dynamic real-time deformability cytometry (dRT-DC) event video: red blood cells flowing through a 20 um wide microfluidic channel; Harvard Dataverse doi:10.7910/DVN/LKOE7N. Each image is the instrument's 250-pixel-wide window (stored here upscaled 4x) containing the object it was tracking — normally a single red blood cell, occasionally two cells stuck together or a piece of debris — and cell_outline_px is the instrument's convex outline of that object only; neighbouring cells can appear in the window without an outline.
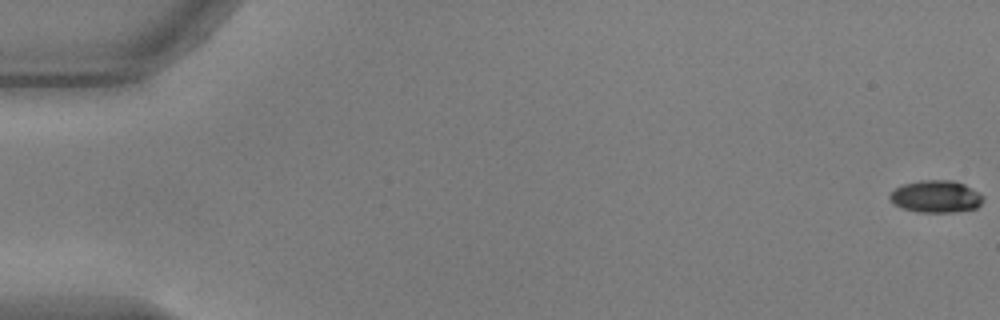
{"species": "common noctule bat (a hibernating species)", "species_latin": "Nyctalus noctula", "temperature_condition": "warm", "stored_images_in_passage": 56, "camera_frame_rate_fps": 3000, "um_per_image_px": 0.085, "animal": {"sex": "male", "body_mass_g": 17.9, "forearm_length_mm": 54.2}, "frame": {"image": 1, "passage_image": 1, "time_ms": 0.0, "image_size_px": [1000, 320], "cell_outline_px": [[984, 200], [976, 208], [956, 212], [920, 212], [900, 208], [892, 204], [888, 196], [896, 188], [904, 184], [920, 180], [952, 180], [964, 184], [984, 196]], "centroid_in_image_um": [79.54, 16.71], "position_along_channel_um": 5.5, "area_um2": 17.57}}
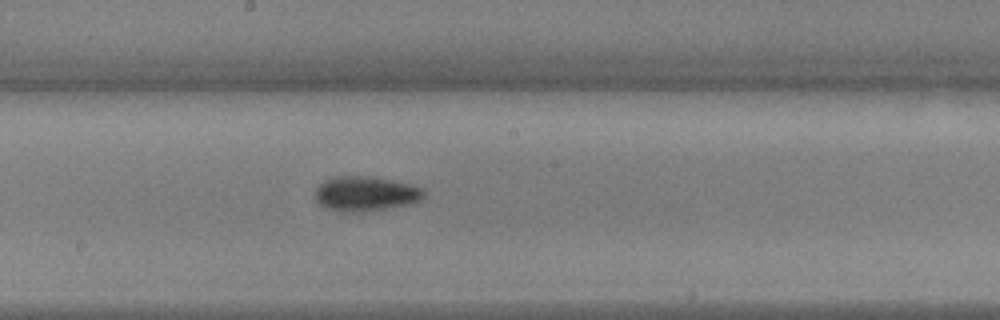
{"frame": {"image": 2, "passage_image": 31, "time_ms": 10.0, "image_size_px": [1000, 320], "cell_outline_px": [[428, 192], [420, 200], [408, 204], [364, 212], [340, 212], [324, 208], [312, 196], [316, 188], [324, 180], [336, 176], [364, 176], [392, 180], [412, 184], [424, 188]], "centroid_in_image_um": [31.05, 16.47], "position_along_channel_um": 217.1, "area_um2": 22.37}}
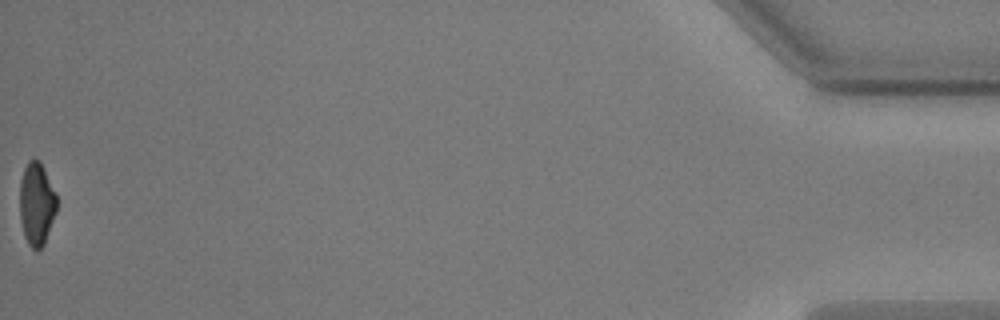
{"frame": {"image": 3, "passage_image": 56, "time_ms": 18.333, "image_size_px": [1000, 320], "cell_outline_px": [[56, 212], [44, 244], [36, 252], [28, 244], [24, 236], [20, 220], [20, 180], [24, 168], [28, 160], [40, 160], [56, 192]], "centroid_in_image_um": [3.1, 17.33], "position_along_channel_um": 432.1, "area_um2": 17.98}, "authors_computed_cell_mechanics": {"area_um2": 19.3919, "velocity_mm_per_s": 3.7164, "shape_relaxation_time_tau1_ms": 2.7514, "shape_relaxation_time_tau2_ms": 3.041, "deformation_change_tau1": 0.1474, "deformation_change_tau2": 0.085}}